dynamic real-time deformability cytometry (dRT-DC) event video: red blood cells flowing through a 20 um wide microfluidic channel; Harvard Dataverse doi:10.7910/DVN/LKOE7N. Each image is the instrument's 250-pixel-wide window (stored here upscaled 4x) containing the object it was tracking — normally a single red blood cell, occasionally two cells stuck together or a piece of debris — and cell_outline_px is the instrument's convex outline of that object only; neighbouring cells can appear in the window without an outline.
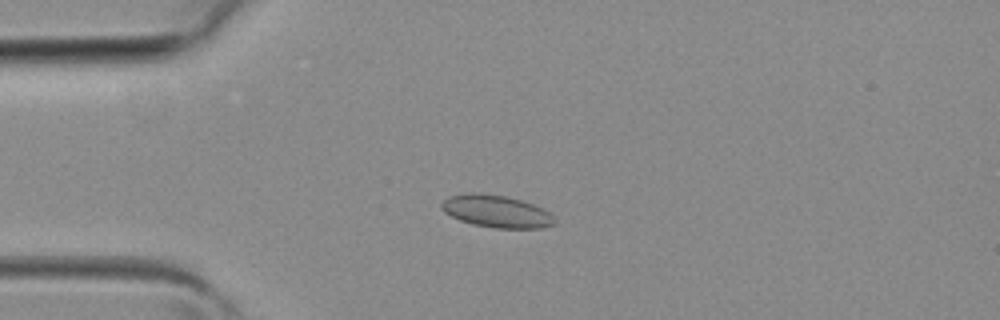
{"species": "common noctule bat (a hibernating species)", "species_latin": "Nyctalus noctula", "temperature_condition": "room temperature", "stored_images_in_passage": 4, "camera_frame_rate_fps": 3000, "um_per_image_px": 0.085, "animal": {"sex": "female", "body_mass_g": 19.3, "forearm_length_mm": 54.1}, "frame": {"image": 1, "passage_image": 4, "time_ms": 1.0, "image_size_px": [1000, 320], "cell_outline_px": [[556, 224], [540, 228], [496, 228], [472, 224], [460, 220], [444, 212], [440, 208], [440, 204], [448, 196], [468, 192], [480, 192], [504, 196], [520, 200], [532, 204], [548, 212], [556, 220]], "centroid_in_image_um": [42.15, 17.96], "position_along_channel_um": 42.9, "area_um2": 21.27}}